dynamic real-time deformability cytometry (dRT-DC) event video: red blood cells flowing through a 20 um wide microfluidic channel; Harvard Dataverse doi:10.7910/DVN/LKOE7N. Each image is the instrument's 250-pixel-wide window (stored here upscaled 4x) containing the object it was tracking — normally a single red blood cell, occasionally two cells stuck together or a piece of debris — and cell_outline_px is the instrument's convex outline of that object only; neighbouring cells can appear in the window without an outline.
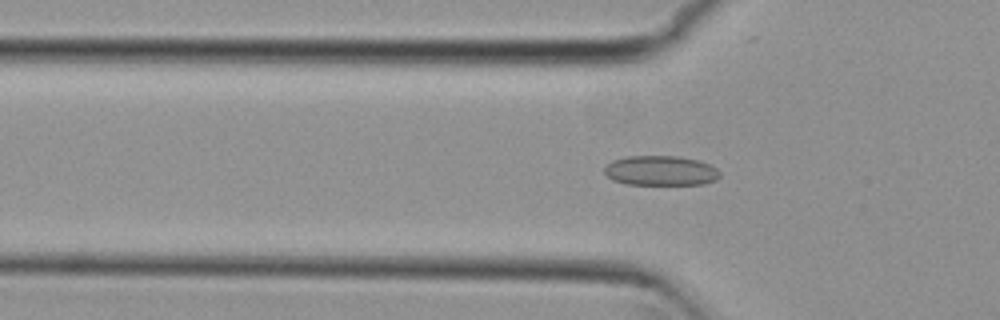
{"species": "common noctule bat (a hibernating species)", "species_latin": "Nyctalus noctula", "temperature_condition": "cold", "stored_images_in_passage": 55, "camera_frame_rate_fps": 3000, "um_per_image_px": 0.085, "animal": {"sex": "female", "body_mass_g": 29.2, "forearm_length_mm": 56.3}, "frame": {"image": 1, "passage_image": 18, "time_ms": 5.667, "image_size_px": [1000, 320], "cell_outline_px": [[720, 176], [716, 180], [704, 184], [624, 184], [612, 180], [604, 172], [604, 168], [612, 160], [628, 156], [676, 156], [700, 160], [716, 168], [720, 172]], "centroid_in_image_um": [56.16, 14.5], "position_along_channel_um": 69.6, "area_um2": 20.11}}
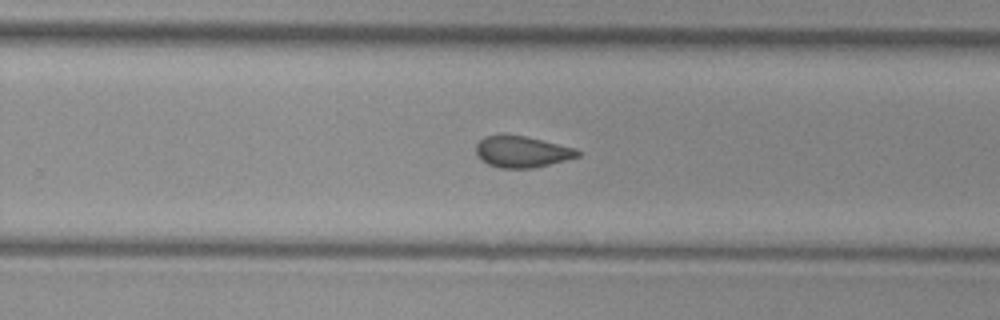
{"frame": {"image": 2, "passage_image": 35, "time_ms": 11.333, "image_size_px": [1000, 320], "cell_outline_px": [[580, 156], [536, 168], [500, 168], [488, 164], [480, 160], [476, 156], [476, 144], [484, 136], [500, 132], [504, 132], [524, 136], [576, 148], [580, 152]], "centroid_in_image_um": [44.31, 12.87], "position_along_channel_um": 285.5, "area_um2": 19.07}}
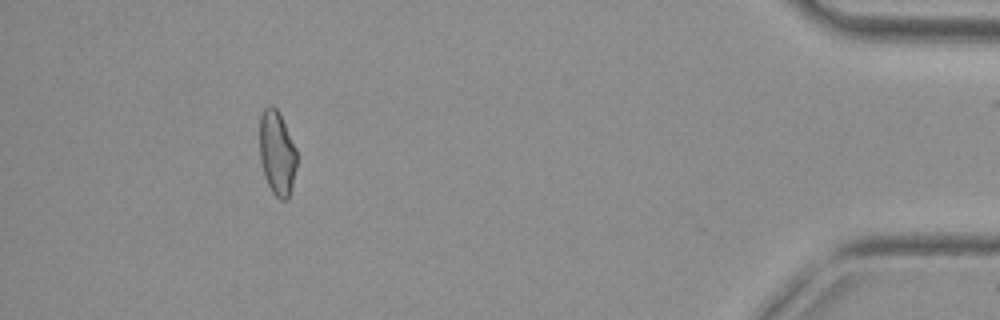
{"frame": {"image": 3, "passage_image": 50, "time_ms": 16.333, "image_size_px": [1000, 320], "cell_outline_px": [[296, 168], [288, 200], [280, 200], [272, 192], [264, 176], [260, 160], [260, 116], [264, 108], [268, 104], [272, 104], [276, 108], [296, 148]], "centroid_in_image_um": [23.53, 13.01], "position_along_channel_um": 411.7, "area_um2": 18.15}, "authors_computed_cell_mechanics": {"area_um2": 19.2474, "velocity_mm_per_s": 3.8067, "shape_relaxation_time_tau1_ms": null, "shape_relaxation_time_tau2_ms": 3.8109, "deformation_change_tau1": null, "deformation_change_tau2": 0.0832}}